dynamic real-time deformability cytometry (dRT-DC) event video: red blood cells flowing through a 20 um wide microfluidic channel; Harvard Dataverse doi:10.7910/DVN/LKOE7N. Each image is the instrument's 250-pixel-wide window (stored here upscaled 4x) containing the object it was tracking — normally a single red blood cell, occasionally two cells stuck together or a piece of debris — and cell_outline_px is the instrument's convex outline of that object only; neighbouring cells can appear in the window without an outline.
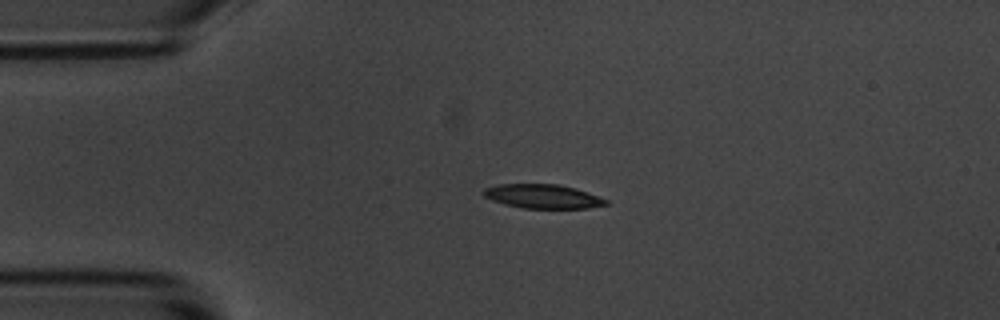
{"species": "common noctule bat (a hibernating species)", "species_latin": "Nyctalus noctula", "temperature_condition": "room temperature", "stored_images_in_passage": 4, "camera_frame_rate_fps": 3000, "um_per_image_px": 0.085, "animal": {"sex": "male", "body_mass_g": 20.1, "forearm_length_mm": 53.5}, "frame": {"image": 1, "passage_image": 3, "time_ms": 0.667, "image_size_px": [1000, 320], "cell_outline_px": [[608, 204], [588, 208], [524, 208], [504, 204], [492, 200], [484, 196], [480, 192], [484, 188], [496, 184], [560, 184], [576, 188], [608, 200]], "centroid_in_image_um": [46.1, 16.68], "position_along_channel_um": 38.9, "area_um2": 17.22}}